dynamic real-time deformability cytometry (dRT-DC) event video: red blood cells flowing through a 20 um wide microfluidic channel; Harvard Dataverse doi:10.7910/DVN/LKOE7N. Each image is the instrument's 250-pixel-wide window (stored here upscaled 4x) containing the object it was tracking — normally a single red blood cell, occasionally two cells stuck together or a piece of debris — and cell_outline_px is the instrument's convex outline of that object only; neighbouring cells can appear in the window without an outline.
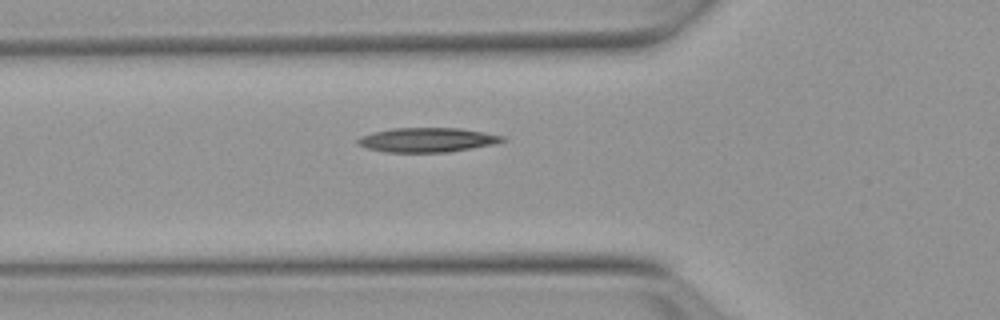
{"species": "Egyptian fruit bat (a non-hibernating species)", "species_latin": "Rousettus aegyptiacus", "temperature_condition": "warm", "stored_images_in_passage": 37, "camera_frame_rate_fps": 3000, "um_per_image_px": 0.085, "animal": {"sex": "female"}, "frame": {"image": 1, "passage_image": 5, "time_ms": 1.333, "image_size_px": [1000, 320], "cell_outline_px": [[508, 140], [492, 144], [448, 152], [388, 152], [368, 148], [356, 144], [356, 140], [372, 132], [392, 128], [460, 128], [484, 132], [504, 136]], "centroid_in_image_um": [36.32, 11.88], "position_along_channel_um": 89.5, "area_um2": 20.4}}
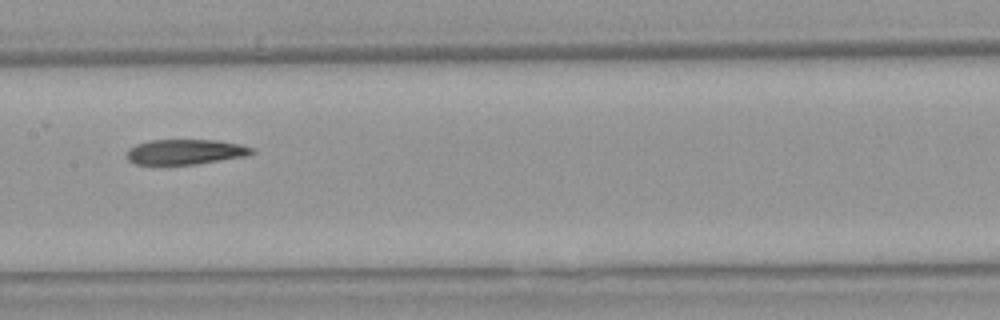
{"frame": {"image": 2, "passage_image": 13, "time_ms": 4.0, "image_size_px": [1000, 320], "cell_outline_px": [[256, 152], [248, 156], [196, 164], [136, 164], [128, 160], [128, 148], [136, 144], [148, 140], [216, 140], [240, 144], [256, 148]], "centroid_in_image_um": [15.82, 12.9], "position_along_channel_um": 191.6, "area_um2": 18.44}}
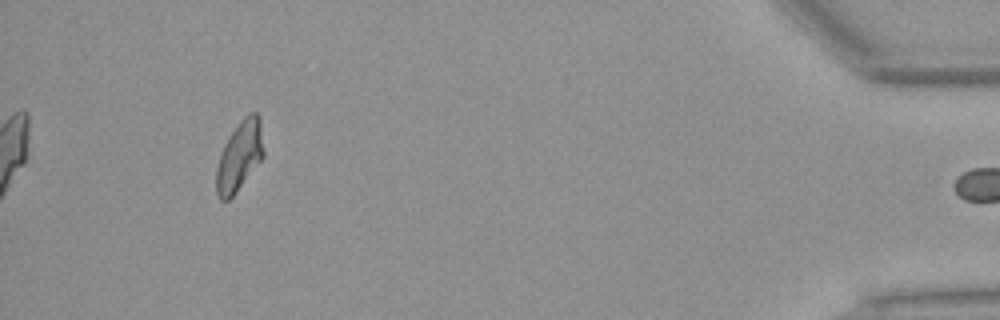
{"frame": {"image": 3, "passage_image": 36, "time_ms": 11.667, "image_size_px": [1000, 320], "cell_outline_px": [[264, 156], [236, 192], [228, 200], [220, 200], [216, 192], [216, 168], [220, 152], [224, 144], [236, 124], [244, 116], [252, 112], [256, 112], [260, 116], [264, 152]], "centroid_in_image_um": [20.35, 13.24], "position_along_channel_um": 414.8, "area_um2": 19.31}}